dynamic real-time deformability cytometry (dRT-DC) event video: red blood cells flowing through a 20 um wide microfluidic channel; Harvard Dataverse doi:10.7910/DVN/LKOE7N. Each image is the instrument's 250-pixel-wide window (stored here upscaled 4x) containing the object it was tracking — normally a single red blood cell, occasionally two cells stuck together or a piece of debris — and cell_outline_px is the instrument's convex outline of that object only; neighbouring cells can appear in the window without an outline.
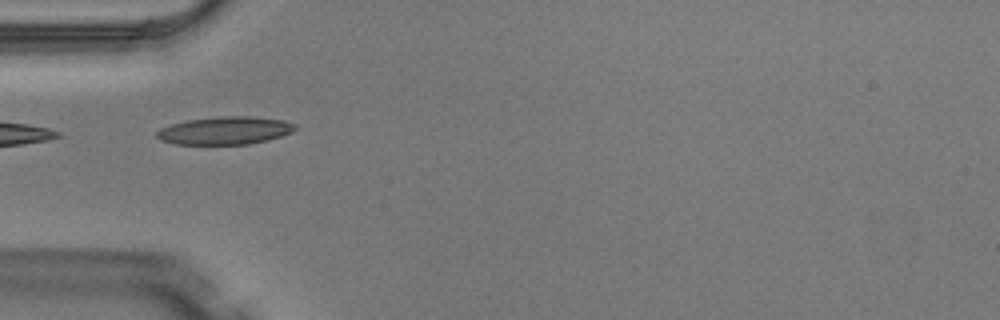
{"species": "Egyptian fruit bat (a non-hibernating species)", "species_latin": "Rousettus aegyptiacus", "temperature_condition": "warm", "stored_images_in_passage": 1, "camera_frame_rate_fps": 3000, "um_per_image_px": 0.085, "animal": {"sex": "male"}, "frame": {"image": 1, "passage_image": 1, "time_ms": 0.0, "image_size_px": [1000, 320], "cell_outline_px": [[300, 128], [292, 132], [268, 140], [248, 144], [176, 144], [160, 140], [156, 136], [156, 132], [160, 128], [172, 124], [188, 120], [220, 116], [248, 116], [284, 120], [296, 124]], "centroid_in_image_um": [19.16, 11.09], "position_along_channel_um": 65.8, "area_um2": 22.48}}